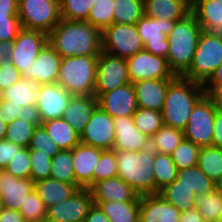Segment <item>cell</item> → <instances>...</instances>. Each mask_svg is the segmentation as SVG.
Instances as JSON below:
<instances>
[{"label":"cell","instance_id":"48","mask_svg":"<svg viewBox=\"0 0 222 222\" xmlns=\"http://www.w3.org/2000/svg\"><path fill=\"white\" fill-rule=\"evenodd\" d=\"M28 147L51 157H54L60 151L58 145L53 142L42 125L35 128Z\"/></svg>","mask_w":222,"mask_h":222},{"label":"cell","instance_id":"56","mask_svg":"<svg viewBox=\"0 0 222 222\" xmlns=\"http://www.w3.org/2000/svg\"><path fill=\"white\" fill-rule=\"evenodd\" d=\"M212 146L222 148V113L215 112Z\"/></svg>","mask_w":222,"mask_h":222},{"label":"cell","instance_id":"28","mask_svg":"<svg viewBox=\"0 0 222 222\" xmlns=\"http://www.w3.org/2000/svg\"><path fill=\"white\" fill-rule=\"evenodd\" d=\"M191 11L204 31L217 32L222 26V0H191Z\"/></svg>","mask_w":222,"mask_h":222},{"label":"cell","instance_id":"53","mask_svg":"<svg viewBox=\"0 0 222 222\" xmlns=\"http://www.w3.org/2000/svg\"><path fill=\"white\" fill-rule=\"evenodd\" d=\"M22 106L10 105L7 101H3L0 104V116L1 119L9 124L11 121L19 118L21 115Z\"/></svg>","mask_w":222,"mask_h":222},{"label":"cell","instance_id":"5","mask_svg":"<svg viewBox=\"0 0 222 222\" xmlns=\"http://www.w3.org/2000/svg\"><path fill=\"white\" fill-rule=\"evenodd\" d=\"M99 56L62 58L57 83L73 96L94 95Z\"/></svg>","mask_w":222,"mask_h":222},{"label":"cell","instance_id":"2","mask_svg":"<svg viewBox=\"0 0 222 222\" xmlns=\"http://www.w3.org/2000/svg\"><path fill=\"white\" fill-rule=\"evenodd\" d=\"M205 94L202 83L178 76L167 89L163 124L183 131L194 106Z\"/></svg>","mask_w":222,"mask_h":222},{"label":"cell","instance_id":"11","mask_svg":"<svg viewBox=\"0 0 222 222\" xmlns=\"http://www.w3.org/2000/svg\"><path fill=\"white\" fill-rule=\"evenodd\" d=\"M131 83L146 79H176L168 60L145 49L126 59Z\"/></svg>","mask_w":222,"mask_h":222},{"label":"cell","instance_id":"19","mask_svg":"<svg viewBox=\"0 0 222 222\" xmlns=\"http://www.w3.org/2000/svg\"><path fill=\"white\" fill-rule=\"evenodd\" d=\"M103 150L80 142L72 149L74 184L79 188L93 186V173Z\"/></svg>","mask_w":222,"mask_h":222},{"label":"cell","instance_id":"57","mask_svg":"<svg viewBox=\"0 0 222 222\" xmlns=\"http://www.w3.org/2000/svg\"><path fill=\"white\" fill-rule=\"evenodd\" d=\"M84 222H110L108 217L103 213L100 207L93 204L86 215Z\"/></svg>","mask_w":222,"mask_h":222},{"label":"cell","instance_id":"59","mask_svg":"<svg viewBox=\"0 0 222 222\" xmlns=\"http://www.w3.org/2000/svg\"><path fill=\"white\" fill-rule=\"evenodd\" d=\"M179 222H206L197 208L181 212Z\"/></svg>","mask_w":222,"mask_h":222},{"label":"cell","instance_id":"36","mask_svg":"<svg viewBox=\"0 0 222 222\" xmlns=\"http://www.w3.org/2000/svg\"><path fill=\"white\" fill-rule=\"evenodd\" d=\"M153 172L155 176V194H157L161 189L171 184L176 179L178 169L171 155L155 152Z\"/></svg>","mask_w":222,"mask_h":222},{"label":"cell","instance_id":"41","mask_svg":"<svg viewBox=\"0 0 222 222\" xmlns=\"http://www.w3.org/2000/svg\"><path fill=\"white\" fill-rule=\"evenodd\" d=\"M132 117L135 126L149 138L164 125L162 111L138 108Z\"/></svg>","mask_w":222,"mask_h":222},{"label":"cell","instance_id":"15","mask_svg":"<svg viewBox=\"0 0 222 222\" xmlns=\"http://www.w3.org/2000/svg\"><path fill=\"white\" fill-rule=\"evenodd\" d=\"M114 140L113 118L97 106L80 135V142L102 150H109L113 149Z\"/></svg>","mask_w":222,"mask_h":222},{"label":"cell","instance_id":"26","mask_svg":"<svg viewBox=\"0 0 222 222\" xmlns=\"http://www.w3.org/2000/svg\"><path fill=\"white\" fill-rule=\"evenodd\" d=\"M144 15L178 21L191 12V0H143Z\"/></svg>","mask_w":222,"mask_h":222},{"label":"cell","instance_id":"13","mask_svg":"<svg viewBox=\"0 0 222 222\" xmlns=\"http://www.w3.org/2000/svg\"><path fill=\"white\" fill-rule=\"evenodd\" d=\"M48 43V34L22 28L13 40L12 64L20 71H28L40 51Z\"/></svg>","mask_w":222,"mask_h":222},{"label":"cell","instance_id":"63","mask_svg":"<svg viewBox=\"0 0 222 222\" xmlns=\"http://www.w3.org/2000/svg\"><path fill=\"white\" fill-rule=\"evenodd\" d=\"M7 125L0 116V140H4L5 139V135H6V130H7Z\"/></svg>","mask_w":222,"mask_h":222},{"label":"cell","instance_id":"37","mask_svg":"<svg viewBox=\"0 0 222 222\" xmlns=\"http://www.w3.org/2000/svg\"><path fill=\"white\" fill-rule=\"evenodd\" d=\"M143 15V0H114L113 23L133 25Z\"/></svg>","mask_w":222,"mask_h":222},{"label":"cell","instance_id":"34","mask_svg":"<svg viewBox=\"0 0 222 222\" xmlns=\"http://www.w3.org/2000/svg\"><path fill=\"white\" fill-rule=\"evenodd\" d=\"M197 166L214 182L222 175V148L215 146L200 147Z\"/></svg>","mask_w":222,"mask_h":222},{"label":"cell","instance_id":"38","mask_svg":"<svg viewBox=\"0 0 222 222\" xmlns=\"http://www.w3.org/2000/svg\"><path fill=\"white\" fill-rule=\"evenodd\" d=\"M195 208L206 222H218L222 211V195L215 189L205 195H196Z\"/></svg>","mask_w":222,"mask_h":222},{"label":"cell","instance_id":"45","mask_svg":"<svg viewBox=\"0 0 222 222\" xmlns=\"http://www.w3.org/2000/svg\"><path fill=\"white\" fill-rule=\"evenodd\" d=\"M118 175V165L114 149L103 150L93 173V185L98 181Z\"/></svg>","mask_w":222,"mask_h":222},{"label":"cell","instance_id":"52","mask_svg":"<svg viewBox=\"0 0 222 222\" xmlns=\"http://www.w3.org/2000/svg\"><path fill=\"white\" fill-rule=\"evenodd\" d=\"M23 147L6 139L0 140V170H4L7 164Z\"/></svg>","mask_w":222,"mask_h":222},{"label":"cell","instance_id":"31","mask_svg":"<svg viewBox=\"0 0 222 222\" xmlns=\"http://www.w3.org/2000/svg\"><path fill=\"white\" fill-rule=\"evenodd\" d=\"M37 90L38 85L27 78L21 77L19 81L4 90V101L15 106H35Z\"/></svg>","mask_w":222,"mask_h":222},{"label":"cell","instance_id":"49","mask_svg":"<svg viewBox=\"0 0 222 222\" xmlns=\"http://www.w3.org/2000/svg\"><path fill=\"white\" fill-rule=\"evenodd\" d=\"M31 158V180L37 182L39 180L50 178L52 169V157L38 153V150L30 149Z\"/></svg>","mask_w":222,"mask_h":222},{"label":"cell","instance_id":"68","mask_svg":"<svg viewBox=\"0 0 222 222\" xmlns=\"http://www.w3.org/2000/svg\"><path fill=\"white\" fill-rule=\"evenodd\" d=\"M2 210V203H1V199H0V212Z\"/></svg>","mask_w":222,"mask_h":222},{"label":"cell","instance_id":"24","mask_svg":"<svg viewBox=\"0 0 222 222\" xmlns=\"http://www.w3.org/2000/svg\"><path fill=\"white\" fill-rule=\"evenodd\" d=\"M90 189L93 202L140 200V195L118 176L98 181Z\"/></svg>","mask_w":222,"mask_h":222},{"label":"cell","instance_id":"21","mask_svg":"<svg viewBox=\"0 0 222 222\" xmlns=\"http://www.w3.org/2000/svg\"><path fill=\"white\" fill-rule=\"evenodd\" d=\"M115 140L113 149L121 151H142L150 147V138L134 124L132 116L113 118Z\"/></svg>","mask_w":222,"mask_h":222},{"label":"cell","instance_id":"17","mask_svg":"<svg viewBox=\"0 0 222 222\" xmlns=\"http://www.w3.org/2000/svg\"><path fill=\"white\" fill-rule=\"evenodd\" d=\"M98 106L112 118L132 116L138 109L136 93L132 83L118 87L110 92L94 94Z\"/></svg>","mask_w":222,"mask_h":222},{"label":"cell","instance_id":"61","mask_svg":"<svg viewBox=\"0 0 222 222\" xmlns=\"http://www.w3.org/2000/svg\"><path fill=\"white\" fill-rule=\"evenodd\" d=\"M0 14H18V0H0Z\"/></svg>","mask_w":222,"mask_h":222},{"label":"cell","instance_id":"39","mask_svg":"<svg viewBox=\"0 0 222 222\" xmlns=\"http://www.w3.org/2000/svg\"><path fill=\"white\" fill-rule=\"evenodd\" d=\"M50 177L65 183L74 184V164L71 150H60L52 157Z\"/></svg>","mask_w":222,"mask_h":222},{"label":"cell","instance_id":"46","mask_svg":"<svg viewBox=\"0 0 222 222\" xmlns=\"http://www.w3.org/2000/svg\"><path fill=\"white\" fill-rule=\"evenodd\" d=\"M19 212L27 222H46L47 219V208L35 191L27 196Z\"/></svg>","mask_w":222,"mask_h":222},{"label":"cell","instance_id":"22","mask_svg":"<svg viewBox=\"0 0 222 222\" xmlns=\"http://www.w3.org/2000/svg\"><path fill=\"white\" fill-rule=\"evenodd\" d=\"M180 215L159 193L140 195L139 222H179Z\"/></svg>","mask_w":222,"mask_h":222},{"label":"cell","instance_id":"27","mask_svg":"<svg viewBox=\"0 0 222 222\" xmlns=\"http://www.w3.org/2000/svg\"><path fill=\"white\" fill-rule=\"evenodd\" d=\"M78 189L76 184L65 183L51 177L34 183V191L43 201L47 210L70 198Z\"/></svg>","mask_w":222,"mask_h":222},{"label":"cell","instance_id":"16","mask_svg":"<svg viewBox=\"0 0 222 222\" xmlns=\"http://www.w3.org/2000/svg\"><path fill=\"white\" fill-rule=\"evenodd\" d=\"M72 96L58 83L38 85L35 106L38 109L41 122L61 118Z\"/></svg>","mask_w":222,"mask_h":222},{"label":"cell","instance_id":"30","mask_svg":"<svg viewBox=\"0 0 222 222\" xmlns=\"http://www.w3.org/2000/svg\"><path fill=\"white\" fill-rule=\"evenodd\" d=\"M100 207L110 222H139L140 200L130 202H93Z\"/></svg>","mask_w":222,"mask_h":222},{"label":"cell","instance_id":"7","mask_svg":"<svg viewBox=\"0 0 222 222\" xmlns=\"http://www.w3.org/2000/svg\"><path fill=\"white\" fill-rule=\"evenodd\" d=\"M18 17L23 28L48 34L60 21V0H18Z\"/></svg>","mask_w":222,"mask_h":222},{"label":"cell","instance_id":"65","mask_svg":"<svg viewBox=\"0 0 222 222\" xmlns=\"http://www.w3.org/2000/svg\"><path fill=\"white\" fill-rule=\"evenodd\" d=\"M4 101V90L0 87V104Z\"/></svg>","mask_w":222,"mask_h":222},{"label":"cell","instance_id":"9","mask_svg":"<svg viewBox=\"0 0 222 222\" xmlns=\"http://www.w3.org/2000/svg\"><path fill=\"white\" fill-rule=\"evenodd\" d=\"M215 112L212 100L205 94L194 106L183 130L185 139L200 147L211 146Z\"/></svg>","mask_w":222,"mask_h":222},{"label":"cell","instance_id":"51","mask_svg":"<svg viewBox=\"0 0 222 222\" xmlns=\"http://www.w3.org/2000/svg\"><path fill=\"white\" fill-rule=\"evenodd\" d=\"M21 77V72L12 64V61L0 64V87L3 90L19 81Z\"/></svg>","mask_w":222,"mask_h":222},{"label":"cell","instance_id":"23","mask_svg":"<svg viewBox=\"0 0 222 222\" xmlns=\"http://www.w3.org/2000/svg\"><path fill=\"white\" fill-rule=\"evenodd\" d=\"M175 79H146L133 82L138 108L162 111L169 85Z\"/></svg>","mask_w":222,"mask_h":222},{"label":"cell","instance_id":"60","mask_svg":"<svg viewBox=\"0 0 222 222\" xmlns=\"http://www.w3.org/2000/svg\"><path fill=\"white\" fill-rule=\"evenodd\" d=\"M207 96L212 100L215 110L222 113V88L219 86L211 89Z\"/></svg>","mask_w":222,"mask_h":222},{"label":"cell","instance_id":"3","mask_svg":"<svg viewBox=\"0 0 222 222\" xmlns=\"http://www.w3.org/2000/svg\"><path fill=\"white\" fill-rule=\"evenodd\" d=\"M202 31L195 14L191 11L176 21L173 30L167 35V60L176 76H182L190 68Z\"/></svg>","mask_w":222,"mask_h":222},{"label":"cell","instance_id":"50","mask_svg":"<svg viewBox=\"0 0 222 222\" xmlns=\"http://www.w3.org/2000/svg\"><path fill=\"white\" fill-rule=\"evenodd\" d=\"M22 28L18 14H0V41H13Z\"/></svg>","mask_w":222,"mask_h":222},{"label":"cell","instance_id":"29","mask_svg":"<svg viewBox=\"0 0 222 222\" xmlns=\"http://www.w3.org/2000/svg\"><path fill=\"white\" fill-rule=\"evenodd\" d=\"M41 125L60 150H71L80 143V135L62 117L43 122Z\"/></svg>","mask_w":222,"mask_h":222},{"label":"cell","instance_id":"35","mask_svg":"<svg viewBox=\"0 0 222 222\" xmlns=\"http://www.w3.org/2000/svg\"><path fill=\"white\" fill-rule=\"evenodd\" d=\"M184 138L182 130L163 125L150 138V148L156 153L170 155Z\"/></svg>","mask_w":222,"mask_h":222},{"label":"cell","instance_id":"42","mask_svg":"<svg viewBox=\"0 0 222 222\" xmlns=\"http://www.w3.org/2000/svg\"><path fill=\"white\" fill-rule=\"evenodd\" d=\"M200 146L183 139L170 154L177 169H185L197 165Z\"/></svg>","mask_w":222,"mask_h":222},{"label":"cell","instance_id":"43","mask_svg":"<svg viewBox=\"0 0 222 222\" xmlns=\"http://www.w3.org/2000/svg\"><path fill=\"white\" fill-rule=\"evenodd\" d=\"M95 0H60L61 19L86 21Z\"/></svg>","mask_w":222,"mask_h":222},{"label":"cell","instance_id":"40","mask_svg":"<svg viewBox=\"0 0 222 222\" xmlns=\"http://www.w3.org/2000/svg\"><path fill=\"white\" fill-rule=\"evenodd\" d=\"M113 19L114 0H95L86 22L103 31L113 24Z\"/></svg>","mask_w":222,"mask_h":222},{"label":"cell","instance_id":"20","mask_svg":"<svg viewBox=\"0 0 222 222\" xmlns=\"http://www.w3.org/2000/svg\"><path fill=\"white\" fill-rule=\"evenodd\" d=\"M34 183L31 179L17 178L1 170L0 199L2 208L19 211L26 202L27 196L34 191Z\"/></svg>","mask_w":222,"mask_h":222},{"label":"cell","instance_id":"10","mask_svg":"<svg viewBox=\"0 0 222 222\" xmlns=\"http://www.w3.org/2000/svg\"><path fill=\"white\" fill-rule=\"evenodd\" d=\"M129 83L131 81L126 59L102 51L97 60L94 94L110 92Z\"/></svg>","mask_w":222,"mask_h":222},{"label":"cell","instance_id":"8","mask_svg":"<svg viewBox=\"0 0 222 222\" xmlns=\"http://www.w3.org/2000/svg\"><path fill=\"white\" fill-rule=\"evenodd\" d=\"M144 49L136 24L113 23L102 31V50L128 59Z\"/></svg>","mask_w":222,"mask_h":222},{"label":"cell","instance_id":"1","mask_svg":"<svg viewBox=\"0 0 222 222\" xmlns=\"http://www.w3.org/2000/svg\"><path fill=\"white\" fill-rule=\"evenodd\" d=\"M48 43L61 58L99 56L102 50V31L86 21H61L48 33Z\"/></svg>","mask_w":222,"mask_h":222},{"label":"cell","instance_id":"64","mask_svg":"<svg viewBox=\"0 0 222 222\" xmlns=\"http://www.w3.org/2000/svg\"><path fill=\"white\" fill-rule=\"evenodd\" d=\"M215 190L222 195V175L215 182Z\"/></svg>","mask_w":222,"mask_h":222},{"label":"cell","instance_id":"18","mask_svg":"<svg viewBox=\"0 0 222 222\" xmlns=\"http://www.w3.org/2000/svg\"><path fill=\"white\" fill-rule=\"evenodd\" d=\"M61 60V56L47 43L28 71L21 72V76L36 85L57 83Z\"/></svg>","mask_w":222,"mask_h":222},{"label":"cell","instance_id":"66","mask_svg":"<svg viewBox=\"0 0 222 222\" xmlns=\"http://www.w3.org/2000/svg\"><path fill=\"white\" fill-rule=\"evenodd\" d=\"M217 33L222 36V26L218 29Z\"/></svg>","mask_w":222,"mask_h":222},{"label":"cell","instance_id":"33","mask_svg":"<svg viewBox=\"0 0 222 222\" xmlns=\"http://www.w3.org/2000/svg\"><path fill=\"white\" fill-rule=\"evenodd\" d=\"M159 194L180 212L195 208L196 194L186 185L177 184L176 179L161 189Z\"/></svg>","mask_w":222,"mask_h":222},{"label":"cell","instance_id":"54","mask_svg":"<svg viewBox=\"0 0 222 222\" xmlns=\"http://www.w3.org/2000/svg\"><path fill=\"white\" fill-rule=\"evenodd\" d=\"M19 118L35 126H40L42 124L36 106L26 105L22 107L21 115H19Z\"/></svg>","mask_w":222,"mask_h":222},{"label":"cell","instance_id":"67","mask_svg":"<svg viewBox=\"0 0 222 222\" xmlns=\"http://www.w3.org/2000/svg\"><path fill=\"white\" fill-rule=\"evenodd\" d=\"M218 222H222V211H221V213H220V216H219Z\"/></svg>","mask_w":222,"mask_h":222},{"label":"cell","instance_id":"55","mask_svg":"<svg viewBox=\"0 0 222 222\" xmlns=\"http://www.w3.org/2000/svg\"><path fill=\"white\" fill-rule=\"evenodd\" d=\"M207 94L211 89L219 87L222 85V62L220 65L214 70L211 76L202 84Z\"/></svg>","mask_w":222,"mask_h":222},{"label":"cell","instance_id":"62","mask_svg":"<svg viewBox=\"0 0 222 222\" xmlns=\"http://www.w3.org/2000/svg\"><path fill=\"white\" fill-rule=\"evenodd\" d=\"M13 50V41H0V64L5 61H11Z\"/></svg>","mask_w":222,"mask_h":222},{"label":"cell","instance_id":"32","mask_svg":"<svg viewBox=\"0 0 222 222\" xmlns=\"http://www.w3.org/2000/svg\"><path fill=\"white\" fill-rule=\"evenodd\" d=\"M176 180L177 184L186 185L196 195H205L215 189V182L204 175L197 165L179 169Z\"/></svg>","mask_w":222,"mask_h":222},{"label":"cell","instance_id":"4","mask_svg":"<svg viewBox=\"0 0 222 222\" xmlns=\"http://www.w3.org/2000/svg\"><path fill=\"white\" fill-rule=\"evenodd\" d=\"M118 165V177L138 195L155 194L153 165L155 151L150 147L142 151L114 149Z\"/></svg>","mask_w":222,"mask_h":222},{"label":"cell","instance_id":"25","mask_svg":"<svg viewBox=\"0 0 222 222\" xmlns=\"http://www.w3.org/2000/svg\"><path fill=\"white\" fill-rule=\"evenodd\" d=\"M97 106L98 101L94 95L72 96L62 118L81 135Z\"/></svg>","mask_w":222,"mask_h":222},{"label":"cell","instance_id":"44","mask_svg":"<svg viewBox=\"0 0 222 222\" xmlns=\"http://www.w3.org/2000/svg\"><path fill=\"white\" fill-rule=\"evenodd\" d=\"M36 127L17 118L7 125L5 139L22 147H28Z\"/></svg>","mask_w":222,"mask_h":222},{"label":"cell","instance_id":"58","mask_svg":"<svg viewBox=\"0 0 222 222\" xmlns=\"http://www.w3.org/2000/svg\"><path fill=\"white\" fill-rule=\"evenodd\" d=\"M0 222H27L24 216L17 210L2 208Z\"/></svg>","mask_w":222,"mask_h":222},{"label":"cell","instance_id":"47","mask_svg":"<svg viewBox=\"0 0 222 222\" xmlns=\"http://www.w3.org/2000/svg\"><path fill=\"white\" fill-rule=\"evenodd\" d=\"M31 158L29 147H23L7 164L4 171L17 178L31 179Z\"/></svg>","mask_w":222,"mask_h":222},{"label":"cell","instance_id":"6","mask_svg":"<svg viewBox=\"0 0 222 222\" xmlns=\"http://www.w3.org/2000/svg\"><path fill=\"white\" fill-rule=\"evenodd\" d=\"M222 62V36L217 32L202 31L190 68L181 76L204 83Z\"/></svg>","mask_w":222,"mask_h":222},{"label":"cell","instance_id":"14","mask_svg":"<svg viewBox=\"0 0 222 222\" xmlns=\"http://www.w3.org/2000/svg\"><path fill=\"white\" fill-rule=\"evenodd\" d=\"M92 205L91 189L79 188L70 198L47 210L46 222H82Z\"/></svg>","mask_w":222,"mask_h":222},{"label":"cell","instance_id":"12","mask_svg":"<svg viewBox=\"0 0 222 222\" xmlns=\"http://www.w3.org/2000/svg\"><path fill=\"white\" fill-rule=\"evenodd\" d=\"M175 22L143 15L136 22V26L138 34L144 43V49L167 59L169 50L167 35L173 30Z\"/></svg>","mask_w":222,"mask_h":222}]
</instances>
